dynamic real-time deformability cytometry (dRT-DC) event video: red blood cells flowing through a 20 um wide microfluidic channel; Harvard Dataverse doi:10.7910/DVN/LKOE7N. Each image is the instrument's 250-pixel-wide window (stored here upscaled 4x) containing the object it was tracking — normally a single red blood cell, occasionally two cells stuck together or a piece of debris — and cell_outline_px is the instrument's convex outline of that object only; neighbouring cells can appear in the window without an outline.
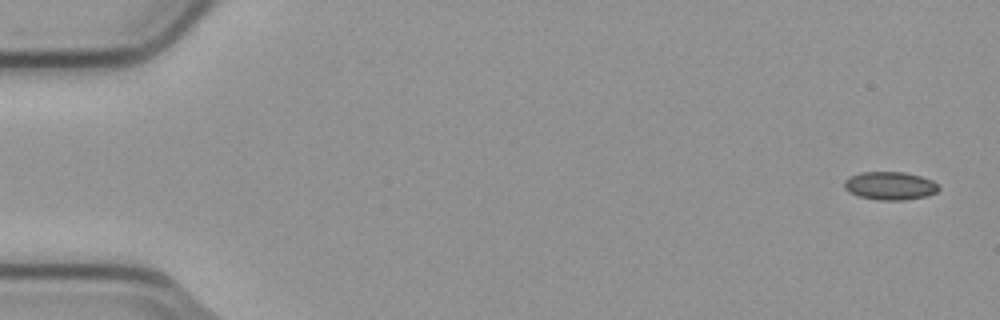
{"species": "common noctule bat (a hibernating species)", "species_latin": "Nyctalus noctula", "temperature_condition": "cold", "stored_images_in_passage": 7, "camera_frame_rate_fps": 3000, "um_per_image_px": 0.085, "animal": {"sex": "male", "body_mass_g": 23.1, "forearm_length_mm": 52.7}, "frame": {"image": 1, "passage_image": 1, "time_ms": 0.0, "image_size_px": [1000, 320], "cell_outline_px": [[940, 188], [936, 192], [928, 196], [904, 200], [876, 200], [860, 196], [848, 192], [844, 188], [844, 180], [848, 176], [860, 172], [904, 172], [920, 176], [932, 180]], "centroid_in_image_um": [75.62, 15.79], "position_along_channel_um": 9.4, "area_um2": 15.61}}
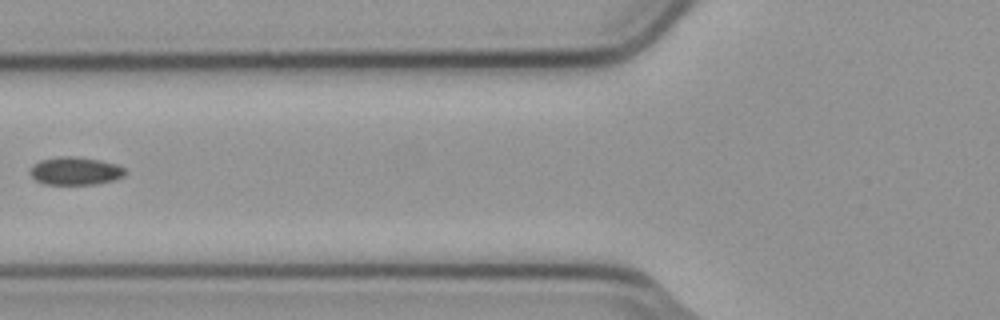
{"frame": {"image": 2, "passage_image": 6, "time_ms": 1.667, "image_size_px": [1000, 320], "cell_outline_px": [[128, 172], [124, 176], [116, 180], [96, 184], [44, 184], [36, 180], [28, 172], [32, 164], [40, 160], [56, 156], [76, 156], [100, 160], [116, 164], [124, 168]], "centroid_in_image_um": [6.4, 14.52], "position_along_channel_um": 119.4, "area_um2": 15.78}}
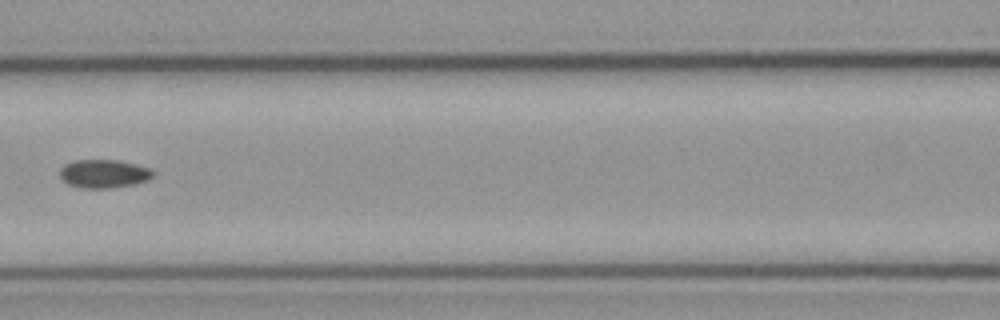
{"frame": {"image": 3, "passage_image": 7, "time_ms": 2.0, "image_size_px": [1000, 320], "cell_outline_px": [[156, 172], [148, 180], [136, 184], [112, 188], [80, 188], [68, 184], [60, 180], [60, 168], [64, 164], [72, 160], [116, 160], [136, 164], [148, 168]], "centroid_in_image_um": [8.79, 14.77], "position_along_channel_um": 157.8, "area_um2": 15.66}}